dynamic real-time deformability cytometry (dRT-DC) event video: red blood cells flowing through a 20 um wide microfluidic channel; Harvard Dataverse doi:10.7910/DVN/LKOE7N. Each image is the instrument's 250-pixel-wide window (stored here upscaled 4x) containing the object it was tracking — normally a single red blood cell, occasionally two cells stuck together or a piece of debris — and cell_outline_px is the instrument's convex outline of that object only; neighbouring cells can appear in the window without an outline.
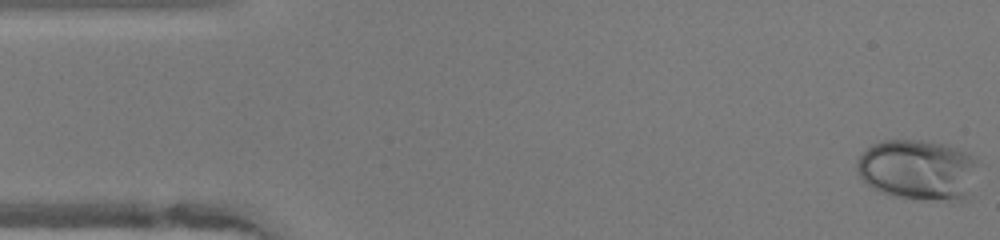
{"species": "human", "species_latin": "Homo sapiens", "temperature_condition": "warm", "stored_images_in_passage": 15, "camera_frame_rate_fps": 3000, "um_per_image_px": 0.085, "donor": {"sex": "female"}, "frame": {"image": 1, "passage_image": 1, "time_ms": 0.0, "image_size_px": [1000, 240], "cell_outline_px": [[976, 164], [968, 200], [960, 200], [892, 196], [880, 192], [872, 188], [860, 176], [856, 168], [856, 160], [872, 144], [884, 140], [928, 140], [944, 144], [968, 152], [976, 156]], "centroid_in_image_um": [78.02, 14.4], "position_along_channel_um": 7.0, "area_um2": 42.54}}
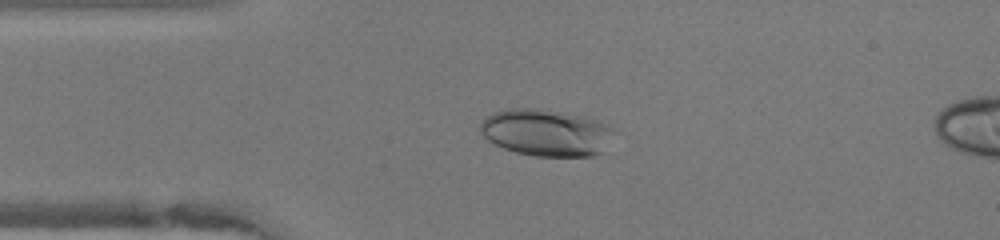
{"frame": {"image": 2, "passage_image": 11, "time_ms": 3.333, "image_size_px": [1000, 240], "cell_outline_px": [[612, 132], [604, 152], [592, 156], [532, 156], [516, 152], [504, 148], [488, 140], [480, 132], [480, 120], [492, 112], [508, 108], [540, 108], [584, 116], [596, 120], [604, 124]], "centroid_in_image_um": [46.36, 11.26], "position_along_channel_um": 38.6, "area_um2": 36.47}}